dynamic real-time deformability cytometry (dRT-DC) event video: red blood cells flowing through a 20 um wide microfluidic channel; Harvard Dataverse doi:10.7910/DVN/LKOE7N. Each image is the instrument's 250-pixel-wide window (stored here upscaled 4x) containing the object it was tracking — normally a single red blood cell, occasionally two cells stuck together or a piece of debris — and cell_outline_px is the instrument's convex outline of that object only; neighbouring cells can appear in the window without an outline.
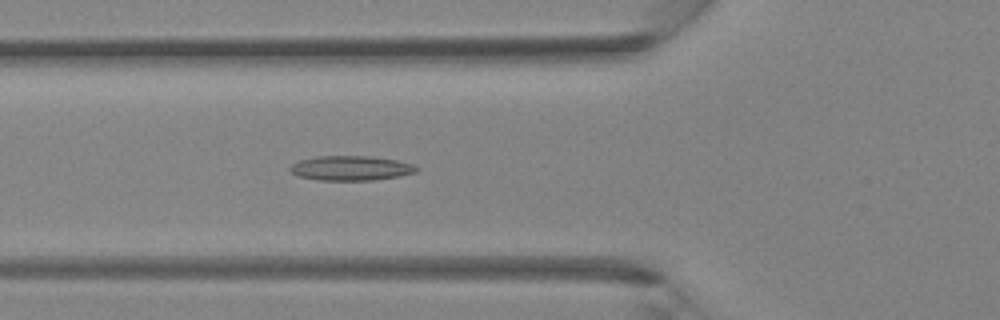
{"species": "Egyptian fruit bat (a non-hibernating species)", "species_latin": "Rousettus aegyptiacus", "temperature_condition": "room temperature", "stored_images_in_passage": 41, "camera_frame_rate_fps": 3000, "um_per_image_px": 0.085, "animal": {"sex": "female"}, "frame": {"image": 1, "passage_image": 15, "time_ms": 4.667, "image_size_px": [1000, 320], "cell_outline_px": [[420, 168], [416, 172], [400, 176], [376, 180], [316, 180], [296, 176], [288, 168], [292, 164], [300, 160], [320, 156], [372, 156], [396, 160], [412, 164]], "centroid_in_image_um": [29.83, 14.3], "position_along_channel_um": 96.0, "area_um2": 18.26}}
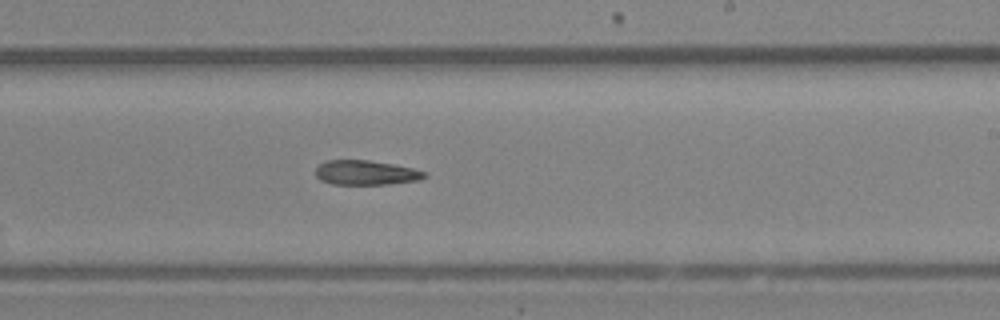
{"frame": {"image": 2, "passage_image": 25, "time_ms": 8.0, "image_size_px": [1000, 320], "cell_outline_px": [[428, 176], [420, 180], [388, 184], [332, 184], [320, 180], [316, 176], [316, 168], [320, 164], [328, 160], [368, 160], [392, 164], [412, 168], [428, 172]], "centroid_in_image_um": [31.13, 14.68], "position_along_channel_um": 257.9, "area_um2": 15.61}}
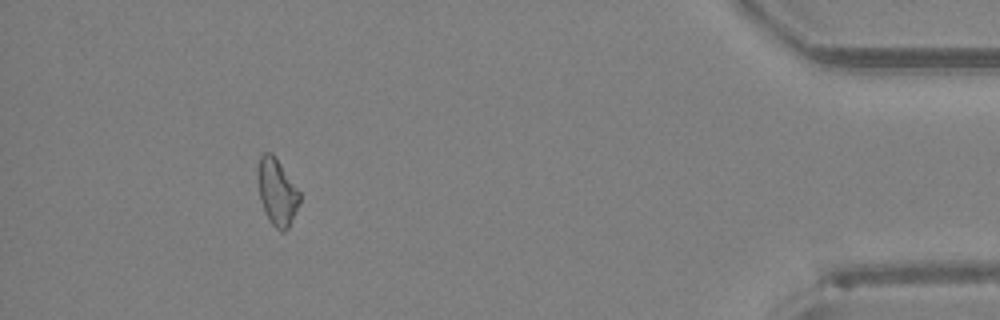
{"frame": {"image": 3, "passage_image": 38, "time_ms": 12.333, "image_size_px": [1000, 320], "cell_outline_px": [[300, 204], [288, 228], [284, 232], [280, 232], [268, 220], [260, 200], [256, 176], [256, 172], [260, 156], [264, 152], [272, 152], [276, 156], [300, 192]], "centroid_in_image_um": [23.53, 16.3], "position_along_channel_um": 411.7, "area_um2": 16.65}}